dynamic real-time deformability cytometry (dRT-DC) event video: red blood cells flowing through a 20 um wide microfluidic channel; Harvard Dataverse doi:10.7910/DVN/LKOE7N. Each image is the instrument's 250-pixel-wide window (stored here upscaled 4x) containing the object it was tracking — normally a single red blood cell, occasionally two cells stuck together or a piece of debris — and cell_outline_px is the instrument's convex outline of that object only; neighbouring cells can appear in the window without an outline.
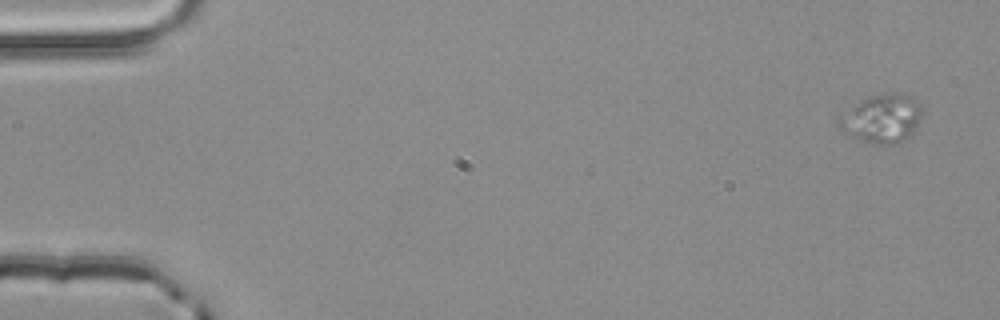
{"species": "common noctule bat (a hibernating species)", "species_latin": "Nyctalus noctula", "temperature_condition": "room temperature", "stored_images_in_passage": 4, "camera_frame_rate_fps": 3000, "um_per_image_px": 0.085, "animal": {"sex": "male", "body_mass_g": 20.4}, "frame": {"image": 1, "passage_image": 1, "time_ms": 0.0, "image_size_px": [1000, 320], "cell_outline_px": [[920, 116], [916, 128], [900, 144], [872, 144], [860, 140], [844, 132], [836, 124], [836, 116], [840, 112], [864, 96], [884, 92], [904, 92], [916, 100], [920, 104]], "centroid_in_image_um": [74.88, 10.03], "position_along_channel_um": 10.1, "area_um2": 24.33}}
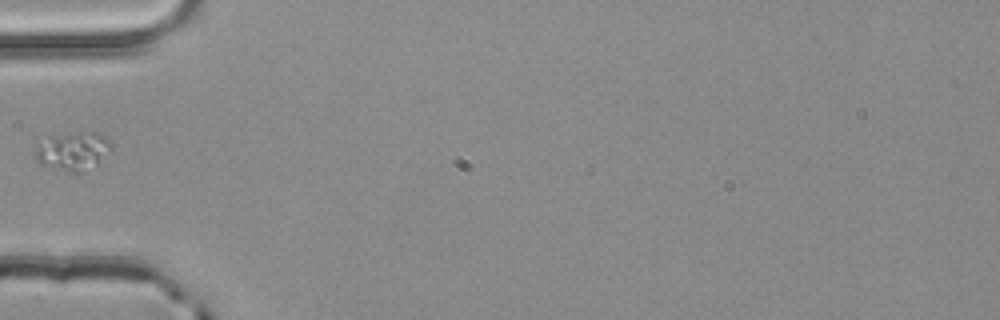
{"frame": {"image": 2, "passage_image": 4, "time_ms": 1.0, "image_size_px": [1000, 320], "cell_outline_px": [[112, 148], [96, 164], [84, 172], [72, 172], [40, 164], [36, 160], [36, 144], [48, 136], [80, 132], [100, 132], [112, 140]], "centroid_in_image_um": [6.22, 12.81], "position_along_channel_um": 78.8, "area_um2": 17.05}}